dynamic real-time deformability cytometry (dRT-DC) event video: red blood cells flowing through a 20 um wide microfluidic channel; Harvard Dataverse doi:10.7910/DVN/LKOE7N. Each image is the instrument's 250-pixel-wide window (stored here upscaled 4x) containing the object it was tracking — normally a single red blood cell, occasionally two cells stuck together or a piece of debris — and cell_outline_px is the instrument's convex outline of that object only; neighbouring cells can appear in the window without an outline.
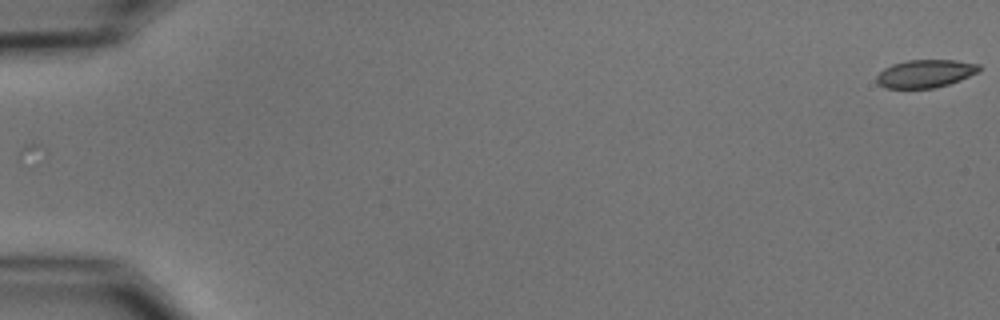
{"species": "common noctule bat (a hibernating species)", "species_latin": "Nyctalus noctula", "temperature_condition": "cold", "stored_images_in_passage": 9, "camera_frame_rate_fps": 3000, "um_per_image_px": 0.085, "animal": {"sex": "male", "body_mass_g": 15.6}, "frame": {"image": 1, "passage_image": 1, "time_ms": 0.0, "image_size_px": [1000, 320], "cell_outline_px": [[980, 72], [960, 80], [936, 88], [884, 88], [876, 80], [876, 76], [884, 68], [892, 64], [908, 60], [956, 60], [980, 64]], "centroid_in_image_um": [78.67, 6.25], "position_along_channel_um": 6.3, "area_um2": 16.76}}